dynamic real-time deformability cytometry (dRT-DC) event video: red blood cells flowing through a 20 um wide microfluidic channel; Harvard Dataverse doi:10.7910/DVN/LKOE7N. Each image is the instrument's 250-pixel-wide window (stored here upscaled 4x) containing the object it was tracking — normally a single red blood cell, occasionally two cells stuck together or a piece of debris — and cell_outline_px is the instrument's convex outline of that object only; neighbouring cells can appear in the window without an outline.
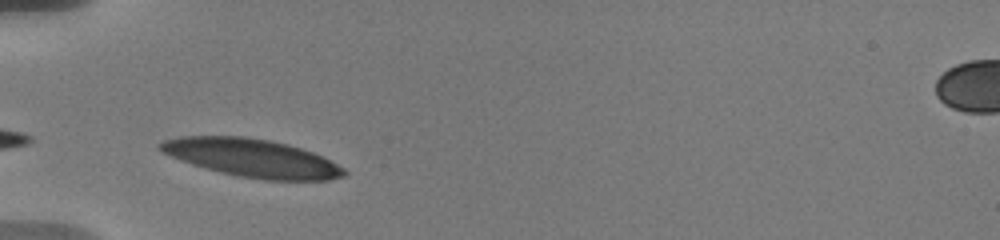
{"species": "human", "species_latin": "Homo sapiens", "temperature_condition": "warm", "stored_images_in_passage": 16, "camera_frame_rate_fps": 3000, "um_per_image_px": 0.085, "donor": {"sex": "male"}, "frame": {"image": 1, "passage_image": 1, "time_ms": 0.0, "image_size_px": [1000, 240], "cell_outline_px": [[348, 172], [344, 176], [328, 180], [264, 180], [240, 176], [208, 168], [172, 156], [156, 148], [156, 144], [164, 140], [180, 136], [244, 136], [272, 140], [288, 144], [312, 152], [344, 168]], "centroid_in_image_um": [21.44, 13.41], "position_along_channel_um": 63.6, "area_um2": 40.23}}
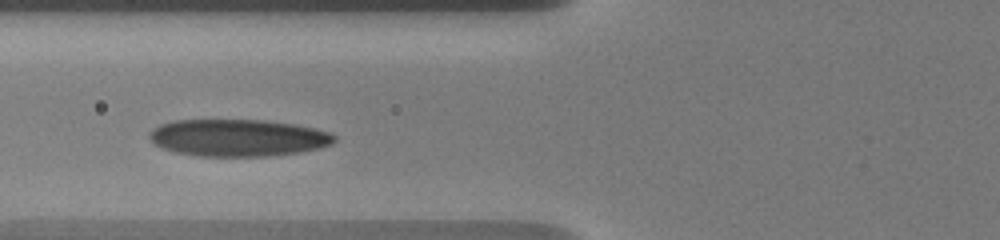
{"frame": {"image": 2, "passage_image": 5, "time_ms": 1.333, "image_size_px": [1000, 240], "cell_outline_px": [[336, 140], [332, 144], [316, 148], [296, 152], [268, 156], [196, 156], [176, 152], [164, 148], [156, 144], [148, 136], [148, 132], [160, 124], [172, 120], [264, 120], [292, 124], [332, 132], [336, 136]], "centroid_in_image_um": [20.21, 11.7], "position_along_channel_um": 105.6, "area_um2": 39.77}}
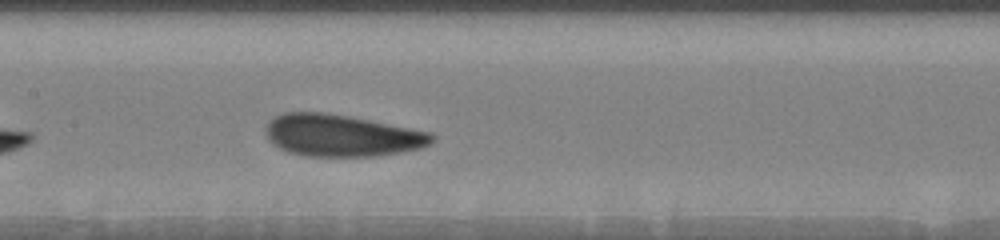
{"frame": {"image": 3, "passage_image": 12, "time_ms": 3.333, "image_size_px": [1000, 240], "cell_outline_px": [[436, 140], [432, 144], [424, 148], [376, 156], [304, 156], [288, 152], [280, 148], [268, 136], [264, 128], [268, 120], [284, 112], [328, 112], [432, 132], [436, 136]], "centroid_in_image_um": [29.09, 11.51], "position_along_channel_um": 178.3, "area_um2": 40.86}}